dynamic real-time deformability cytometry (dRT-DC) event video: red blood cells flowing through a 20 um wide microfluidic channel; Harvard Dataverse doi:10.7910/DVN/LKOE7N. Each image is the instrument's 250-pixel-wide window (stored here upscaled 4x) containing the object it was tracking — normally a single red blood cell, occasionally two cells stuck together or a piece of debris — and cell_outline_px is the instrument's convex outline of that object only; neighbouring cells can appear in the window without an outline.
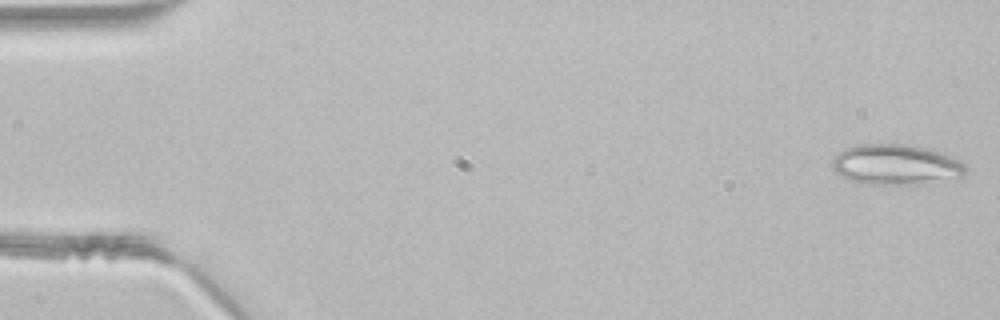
{"species": "common noctule bat (a hibernating species)", "species_latin": "Nyctalus noctula", "temperature_condition": "room temperature", "stored_images_in_passage": 46, "camera_frame_rate_fps": 3000, "um_per_image_px": 0.085, "animal": {"sex": "male", "body_mass_g": 21.5, "forearm_length_mm": 52.0}, "frame": {"image": 1, "passage_image": 1, "time_ms": 0.0, "image_size_px": [1000, 320], "cell_outline_px": [[968, 168], [964, 172], [916, 184], [868, 184], [852, 180], [836, 172], [832, 168], [832, 160], [844, 148], [856, 144], [908, 144], [924, 148], [952, 156], [960, 160]], "centroid_in_image_um": [76.05, 13.95], "position_along_channel_um": 9.0, "area_um2": 30.4}}
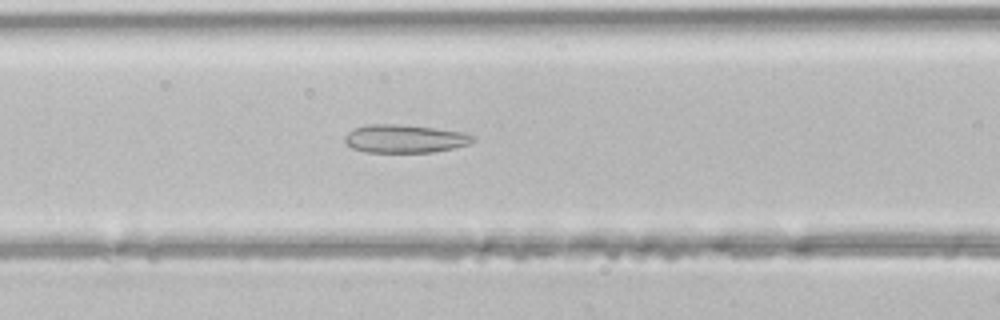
{"frame": {"image": 2, "passage_image": 19, "time_ms": 6.0, "image_size_px": [1000, 320], "cell_outline_px": [[476, 140], [468, 144], [452, 148], [432, 152], [364, 152], [352, 148], [344, 140], [344, 136], [348, 132], [356, 128], [368, 124], [396, 124], [436, 128], [464, 132], [476, 136]], "centroid_in_image_um": [34.42, 11.79], "position_along_channel_um": 132.2, "area_um2": 21.04}}
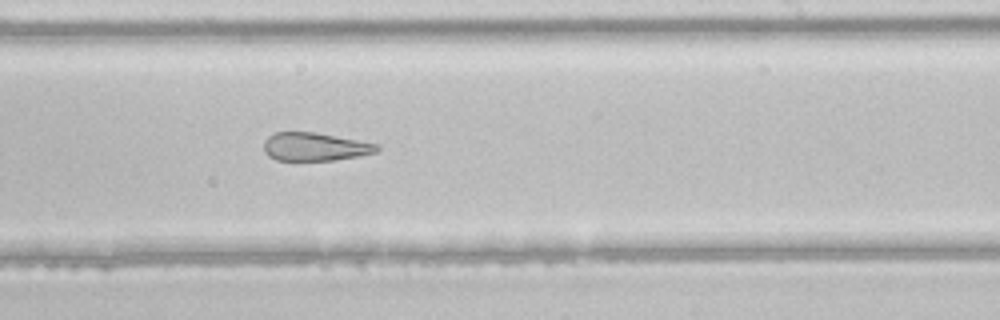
{"frame": {"image": 3, "passage_image": 28, "time_ms": 9.0, "image_size_px": [1000, 320], "cell_outline_px": [[380, 148], [376, 152], [356, 156], [332, 160], [276, 160], [268, 156], [264, 152], [264, 140], [268, 136], [276, 132], [316, 132], [376, 144]], "centroid_in_image_um": [26.7, 12.47], "position_along_channel_um": 262.3, "area_um2": 18.38}}